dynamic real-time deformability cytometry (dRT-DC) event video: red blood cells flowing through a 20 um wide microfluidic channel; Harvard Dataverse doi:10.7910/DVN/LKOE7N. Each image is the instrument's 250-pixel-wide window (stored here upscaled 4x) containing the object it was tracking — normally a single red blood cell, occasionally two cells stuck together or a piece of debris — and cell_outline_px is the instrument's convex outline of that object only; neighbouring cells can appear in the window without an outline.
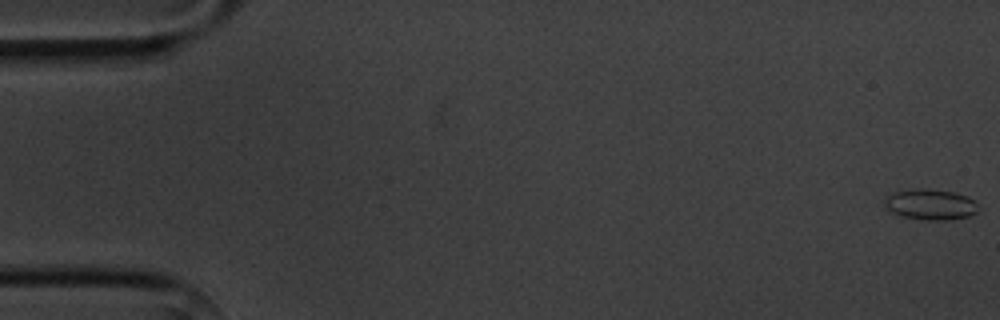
{"species": "common noctule bat (a hibernating species)", "species_latin": "Nyctalus noctula", "temperature_condition": "cold", "stored_images_in_passage": 8, "camera_frame_rate_fps": 3000, "um_per_image_px": 0.085, "animal": {"sex": "male", "body_mass_g": 20.1, "forearm_length_mm": 53.5}, "frame": {"image": 1, "passage_image": 1, "time_ms": 0.0, "image_size_px": [1000, 320], "cell_outline_px": [[976, 212], [968, 216], [948, 220], [924, 220], [904, 216], [892, 212], [884, 208], [884, 196], [892, 192], [956, 192], [968, 196], [976, 204]], "centroid_in_image_um": [79.06, 17.44], "position_along_channel_um": 5.9, "area_um2": 15.84}}
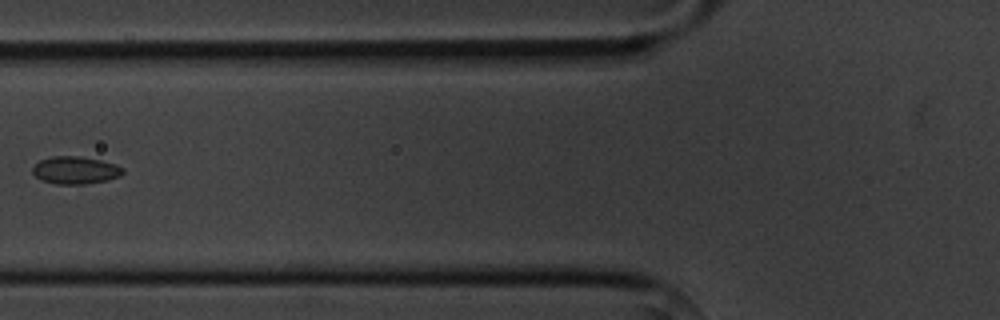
{"frame": {"image": 2, "passage_image": 7, "time_ms": 7.0, "image_size_px": [1000, 320], "cell_outline_px": [[124, 172], [120, 176], [108, 180], [84, 184], [56, 184], [44, 180], [36, 176], [32, 172], [32, 168], [40, 160], [52, 156], [80, 156], [100, 160], [116, 164], [124, 168]], "centroid_in_image_um": [6.44, 14.46], "position_along_channel_um": 119.4, "area_um2": 14.45}}
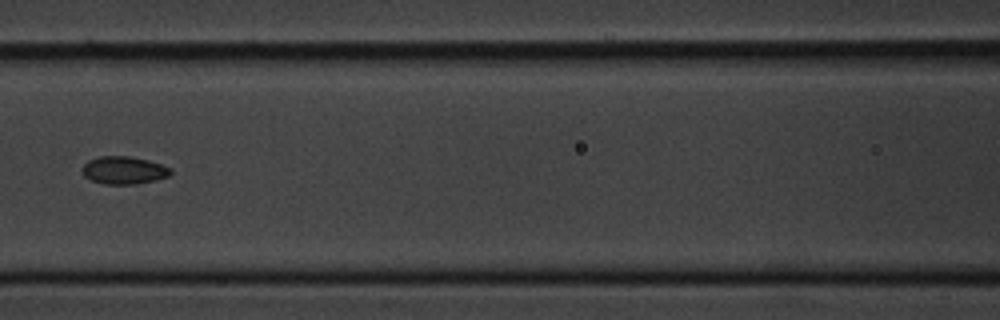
{"frame": {"image": 3, "passage_image": 8, "time_ms": 8.0, "image_size_px": [1000, 320], "cell_outline_px": [[172, 172], [168, 176], [156, 180], [136, 184], [104, 184], [92, 180], [84, 176], [84, 164], [88, 160], [100, 156], [128, 156], [148, 160], [172, 168]], "centroid_in_image_um": [10.55, 14.47], "position_along_channel_um": 156.0, "area_um2": 14.16}}